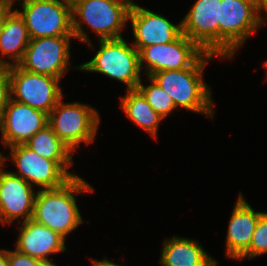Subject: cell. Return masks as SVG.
<instances>
[{"label": "cell", "instance_id": "6da1fadb", "mask_svg": "<svg viewBox=\"0 0 267 266\" xmlns=\"http://www.w3.org/2000/svg\"><path fill=\"white\" fill-rule=\"evenodd\" d=\"M93 191V186L78 175L59 188L39 189L32 219L66 239L83 222L75 195Z\"/></svg>", "mask_w": 267, "mask_h": 266}, {"label": "cell", "instance_id": "7a4b0ae2", "mask_svg": "<svg viewBox=\"0 0 267 266\" xmlns=\"http://www.w3.org/2000/svg\"><path fill=\"white\" fill-rule=\"evenodd\" d=\"M214 54L205 52L191 67L162 70L150 77L172 98L175 107L209 116L213 119L212 93L203 79V71Z\"/></svg>", "mask_w": 267, "mask_h": 266}, {"label": "cell", "instance_id": "3957f363", "mask_svg": "<svg viewBox=\"0 0 267 266\" xmlns=\"http://www.w3.org/2000/svg\"><path fill=\"white\" fill-rule=\"evenodd\" d=\"M132 0H77L72 6L73 36L94 49L81 24L98 35V40L122 38ZM78 18V19H77Z\"/></svg>", "mask_w": 267, "mask_h": 266}, {"label": "cell", "instance_id": "277c9868", "mask_svg": "<svg viewBox=\"0 0 267 266\" xmlns=\"http://www.w3.org/2000/svg\"><path fill=\"white\" fill-rule=\"evenodd\" d=\"M98 41L100 47L95 56L76 68L118 80L126 85L127 90L137 89L142 80L139 51L123 37Z\"/></svg>", "mask_w": 267, "mask_h": 266}, {"label": "cell", "instance_id": "5b68a950", "mask_svg": "<svg viewBox=\"0 0 267 266\" xmlns=\"http://www.w3.org/2000/svg\"><path fill=\"white\" fill-rule=\"evenodd\" d=\"M219 57L231 58L248 37L265 24L261 12L243 0H221Z\"/></svg>", "mask_w": 267, "mask_h": 266}, {"label": "cell", "instance_id": "8992f818", "mask_svg": "<svg viewBox=\"0 0 267 266\" xmlns=\"http://www.w3.org/2000/svg\"><path fill=\"white\" fill-rule=\"evenodd\" d=\"M63 98L48 114V125L72 150L95 141L101 121L97 110L84 103H64Z\"/></svg>", "mask_w": 267, "mask_h": 266}, {"label": "cell", "instance_id": "52a82bcc", "mask_svg": "<svg viewBox=\"0 0 267 266\" xmlns=\"http://www.w3.org/2000/svg\"><path fill=\"white\" fill-rule=\"evenodd\" d=\"M22 11L30 39L73 36L72 6L67 0H22Z\"/></svg>", "mask_w": 267, "mask_h": 266}, {"label": "cell", "instance_id": "ba28073f", "mask_svg": "<svg viewBox=\"0 0 267 266\" xmlns=\"http://www.w3.org/2000/svg\"><path fill=\"white\" fill-rule=\"evenodd\" d=\"M11 99L47 114L64 98L61 79L32 73L19 65L8 67Z\"/></svg>", "mask_w": 267, "mask_h": 266}, {"label": "cell", "instance_id": "9c48e42d", "mask_svg": "<svg viewBox=\"0 0 267 266\" xmlns=\"http://www.w3.org/2000/svg\"><path fill=\"white\" fill-rule=\"evenodd\" d=\"M72 38L74 36L30 39L24 57L18 65L32 73L62 79L69 69Z\"/></svg>", "mask_w": 267, "mask_h": 266}, {"label": "cell", "instance_id": "30bf717a", "mask_svg": "<svg viewBox=\"0 0 267 266\" xmlns=\"http://www.w3.org/2000/svg\"><path fill=\"white\" fill-rule=\"evenodd\" d=\"M205 52L181 33L174 41L154 44L139 51L140 68L146 76L162 70H180L191 67Z\"/></svg>", "mask_w": 267, "mask_h": 266}, {"label": "cell", "instance_id": "8fae6325", "mask_svg": "<svg viewBox=\"0 0 267 266\" xmlns=\"http://www.w3.org/2000/svg\"><path fill=\"white\" fill-rule=\"evenodd\" d=\"M10 157L1 154V162L5 165V159H11L17 167V172H12L22 177L33 187L40 189H55L63 186L71 177L55 162L45 159L25 144H16L10 147Z\"/></svg>", "mask_w": 267, "mask_h": 266}, {"label": "cell", "instance_id": "7c38bea8", "mask_svg": "<svg viewBox=\"0 0 267 266\" xmlns=\"http://www.w3.org/2000/svg\"><path fill=\"white\" fill-rule=\"evenodd\" d=\"M221 0H196L181 20L182 33L204 52L219 57V13Z\"/></svg>", "mask_w": 267, "mask_h": 266}, {"label": "cell", "instance_id": "4fadbf2b", "mask_svg": "<svg viewBox=\"0 0 267 266\" xmlns=\"http://www.w3.org/2000/svg\"><path fill=\"white\" fill-rule=\"evenodd\" d=\"M37 192L26 180L12 171L4 170L0 163V222L11 224L21 217L18 224L32 219Z\"/></svg>", "mask_w": 267, "mask_h": 266}, {"label": "cell", "instance_id": "5bb4252c", "mask_svg": "<svg viewBox=\"0 0 267 266\" xmlns=\"http://www.w3.org/2000/svg\"><path fill=\"white\" fill-rule=\"evenodd\" d=\"M47 124V113L10 98L0 120L1 142L5 149L24 144Z\"/></svg>", "mask_w": 267, "mask_h": 266}, {"label": "cell", "instance_id": "9a60e30c", "mask_svg": "<svg viewBox=\"0 0 267 266\" xmlns=\"http://www.w3.org/2000/svg\"><path fill=\"white\" fill-rule=\"evenodd\" d=\"M129 21L135 41L132 45L138 51L146 46L170 43L182 33L181 21L175 25L163 15L147 10L135 2H132L128 14Z\"/></svg>", "mask_w": 267, "mask_h": 266}, {"label": "cell", "instance_id": "2e32d148", "mask_svg": "<svg viewBox=\"0 0 267 266\" xmlns=\"http://www.w3.org/2000/svg\"><path fill=\"white\" fill-rule=\"evenodd\" d=\"M262 213L255 212L239 192L228 223L226 258L239 260L248 251L257 221Z\"/></svg>", "mask_w": 267, "mask_h": 266}, {"label": "cell", "instance_id": "e0dca14e", "mask_svg": "<svg viewBox=\"0 0 267 266\" xmlns=\"http://www.w3.org/2000/svg\"><path fill=\"white\" fill-rule=\"evenodd\" d=\"M16 250L40 260H50L52 254L66 251L65 238L33 219L20 224Z\"/></svg>", "mask_w": 267, "mask_h": 266}, {"label": "cell", "instance_id": "ac0fdd59", "mask_svg": "<svg viewBox=\"0 0 267 266\" xmlns=\"http://www.w3.org/2000/svg\"><path fill=\"white\" fill-rule=\"evenodd\" d=\"M161 266H218V261L190 238L173 236L163 241Z\"/></svg>", "mask_w": 267, "mask_h": 266}, {"label": "cell", "instance_id": "d6986e66", "mask_svg": "<svg viewBox=\"0 0 267 266\" xmlns=\"http://www.w3.org/2000/svg\"><path fill=\"white\" fill-rule=\"evenodd\" d=\"M45 159L55 161L71 178L77 176L68 171L72 167L73 151L57 136L47 124L24 143Z\"/></svg>", "mask_w": 267, "mask_h": 266}, {"label": "cell", "instance_id": "ffe728a7", "mask_svg": "<svg viewBox=\"0 0 267 266\" xmlns=\"http://www.w3.org/2000/svg\"><path fill=\"white\" fill-rule=\"evenodd\" d=\"M29 40L24 19L13 10L6 18L0 33V53L3 59L4 57L12 59L9 61V67L18 65L22 61Z\"/></svg>", "mask_w": 267, "mask_h": 266}, {"label": "cell", "instance_id": "44dd1931", "mask_svg": "<svg viewBox=\"0 0 267 266\" xmlns=\"http://www.w3.org/2000/svg\"><path fill=\"white\" fill-rule=\"evenodd\" d=\"M120 99V108L126 117L157 139L158 127L164 119L153 110L143 94L138 89H131Z\"/></svg>", "mask_w": 267, "mask_h": 266}, {"label": "cell", "instance_id": "7402d4cb", "mask_svg": "<svg viewBox=\"0 0 267 266\" xmlns=\"http://www.w3.org/2000/svg\"><path fill=\"white\" fill-rule=\"evenodd\" d=\"M148 80L151 82L150 85H143L140 82L137 89L143 94L153 110L165 119L170 113L178 109L169 94L158 83L150 76H148Z\"/></svg>", "mask_w": 267, "mask_h": 266}, {"label": "cell", "instance_id": "603a6c76", "mask_svg": "<svg viewBox=\"0 0 267 266\" xmlns=\"http://www.w3.org/2000/svg\"><path fill=\"white\" fill-rule=\"evenodd\" d=\"M267 254V212H263L259 217L251 244L248 251L239 259V261L245 258L254 259L256 256Z\"/></svg>", "mask_w": 267, "mask_h": 266}, {"label": "cell", "instance_id": "cb8c5ba5", "mask_svg": "<svg viewBox=\"0 0 267 266\" xmlns=\"http://www.w3.org/2000/svg\"><path fill=\"white\" fill-rule=\"evenodd\" d=\"M10 98V78L8 75V67H0V120Z\"/></svg>", "mask_w": 267, "mask_h": 266}, {"label": "cell", "instance_id": "d4e9b609", "mask_svg": "<svg viewBox=\"0 0 267 266\" xmlns=\"http://www.w3.org/2000/svg\"><path fill=\"white\" fill-rule=\"evenodd\" d=\"M7 259L9 266H34V258L29 255L22 254L16 249L14 251L7 250Z\"/></svg>", "mask_w": 267, "mask_h": 266}, {"label": "cell", "instance_id": "484cf974", "mask_svg": "<svg viewBox=\"0 0 267 266\" xmlns=\"http://www.w3.org/2000/svg\"><path fill=\"white\" fill-rule=\"evenodd\" d=\"M12 11V7L0 5V33L3 29L6 18ZM0 67H9L8 60L6 61V59L3 60L0 58Z\"/></svg>", "mask_w": 267, "mask_h": 266}, {"label": "cell", "instance_id": "4316f807", "mask_svg": "<svg viewBox=\"0 0 267 266\" xmlns=\"http://www.w3.org/2000/svg\"><path fill=\"white\" fill-rule=\"evenodd\" d=\"M91 260H92V266H124V265L113 263L107 258H105L104 260H97V259L95 260L91 258Z\"/></svg>", "mask_w": 267, "mask_h": 266}, {"label": "cell", "instance_id": "83f0119b", "mask_svg": "<svg viewBox=\"0 0 267 266\" xmlns=\"http://www.w3.org/2000/svg\"><path fill=\"white\" fill-rule=\"evenodd\" d=\"M34 266H57L52 260H40L34 258Z\"/></svg>", "mask_w": 267, "mask_h": 266}, {"label": "cell", "instance_id": "f1b7e54d", "mask_svg": "<svg viewBox=\"0 0 267 266\" xmlns=\"http://www.w3.org/2000/svg\"><path fill=\"white\" fill-rule=\"evenodd\" d=\"M0 266H9L7 259V249H0Z\"/></svg>", "mask_w": 267, "mask_h": 266}, {"label": "cell", "instance_id": "f546056e", "mask_svg": "<svg viewBox=\"0 0 267 266\" xmlns=\"http://www.w3.org/2000/svg\"><path fill=\"white\" fill-rule=\"evenodd\" d=\"M243 1L252 4L262 13V0H243Z\"/></svg>", "mask_w": 267, "mask_h": 266}, {"label": "cell", "instance_id": "4dcf8cb0", "mask_svg": "<svg viewBox=\"0 0 267 266\" xmlns=\"http://www.w3.org/2000/svg\"><path fill=\"white\" fill-rule=\"evenodd\" d=\"M15 0H0V5L13 7Z\"/></svg>", "mask_w": 267, "mask_h": 266}, {"label": "cell", "instance_id": "1f68e13d", "mask_svg": "<svg viewBox=\"0 0 267 266\" xmlns=\"http://www.w3.org/2000/svg\"><path fill=\"white\" fill-rule=\"evenodd\" d=\"M267 13V0H262V13Z\"/></svg>", "mask_w": 267, "mask_h": 266}, {"label": "cell", "instance_id": "d6a6232c", "mask_svg": "<svg viewBox=\"0 0 267 266\" xmlns=\"http://www.w3.org/2000/svg\"><path fill=\"white\" fill-rule=\"evenodd\" d=\"M69 3H73V2H75V1H77V0H67Z\"/></svg>", "mask_w": 267, "mask_h": 266}, {"label": "cell", "instance_id": "836d02e7", "mask_svg": "<svg viewBox=\"0 0 267 266\" xmlns=\"http://www.w3.org/2000/svg\"><path fill=\"white\" fill-rule=\"evenodd\" d=\"M263 66L267 68V60L264 62Z\"/></svg>", "mask_w": 267, "mask_h": 266}]
</instances>
